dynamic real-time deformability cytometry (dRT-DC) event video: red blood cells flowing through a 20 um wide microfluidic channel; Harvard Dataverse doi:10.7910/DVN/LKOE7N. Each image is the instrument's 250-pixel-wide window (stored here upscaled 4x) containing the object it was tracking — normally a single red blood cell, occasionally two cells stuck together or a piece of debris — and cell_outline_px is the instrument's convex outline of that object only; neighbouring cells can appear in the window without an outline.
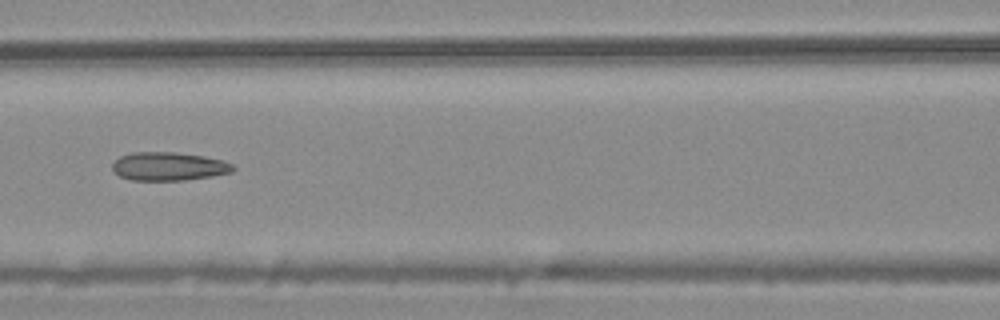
{"species": "common noctule bat (a hibernating species)", "species_latin": "Nyctalus noctula", "temperature_condition": "warm", "stored_images_in_passage": 7, "camera_frame_rate_fps": 3000, "um_per_image_px": 0.085, "animal": {"sex": "male", "body_mass_g": 20.4}, "frame": {"image": 1, "passage_image": 5, "time_ms": 1.333, "image_size_px": [1000, 320], "cell_outline_px": [[236, 168], [232, 172], [212, 176], [184, 180], [132, 180], [120, 176], [112, 168], [112, 164], [120, 156], [132, 152], [172, 152], [204, 156], [220, 160], [232, 164]], "centroid_in_image_um": [14.34, 14.14], "position_along_channel_um": 152.3, "area_um2": 19.83}}
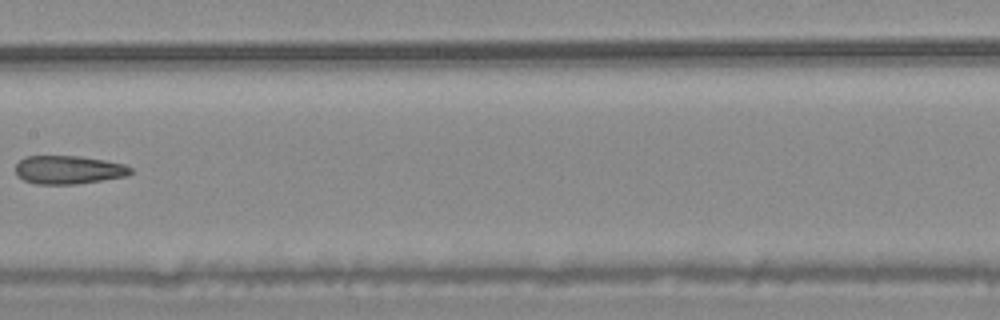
{"frame": {"image": 2, "passage_image": 6, "time_ms": 1.667, "image_size_px": [1000, 320], "cell_outline_px": [[132, 172], [128, 176], [76, 184], [36, 184], [24, 180], [16, 176], [16, 164], [24, 156], [80, 156], [104, 160], [124, 164], [132, 168]], "centroid_in_image_um": [5.82, 14.43], "position_along_channel_um": 201.6, "area_um2": 19.13}}
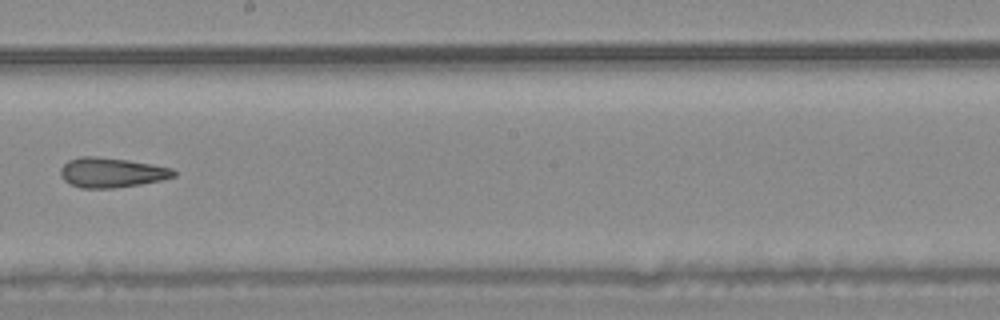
{"frame": {"image": 3, "passage_image": 7, "time_ms": 2.0, "image_size_px": [1000, 320], "cell_outline_px": [[176, 176], [160, 180], [140, 184], [112, 188], [80, 188], [68, 184], [60, 176], [60, 168], [68, 160], [80, 156], [96, 156], [128, 160], [152, 164], [172, 168], [176, 172]], "centroid_in_image_um": [9.44, 14.66], "position_along_channel_um": 238.8, "area_um2": 19.77}}